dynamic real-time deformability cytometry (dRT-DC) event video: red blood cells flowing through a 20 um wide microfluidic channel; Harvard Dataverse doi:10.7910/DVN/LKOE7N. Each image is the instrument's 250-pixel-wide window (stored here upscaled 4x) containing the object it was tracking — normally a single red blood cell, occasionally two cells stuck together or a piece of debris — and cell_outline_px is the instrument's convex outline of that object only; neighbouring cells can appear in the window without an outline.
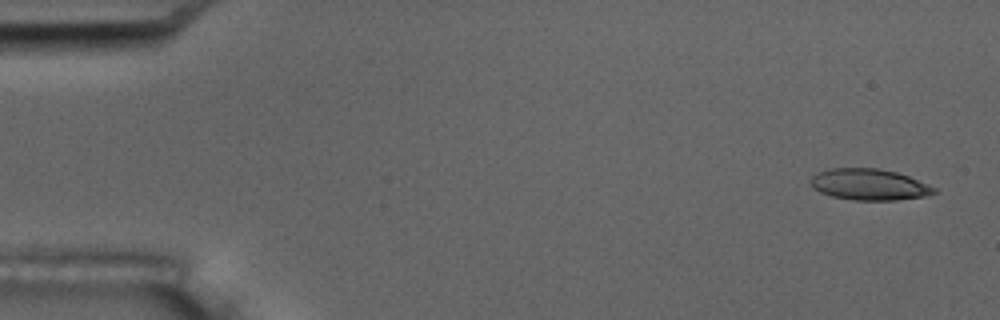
{"species": "common noctule bat (a hibernating species)", "species_latin": "Nyctalus noctula", "temperature_condition": "room temperature", "stored_images_in_passage": 55, "camera_frame_rate_fps": 3000, "um_per_image_px": 0.085, "animal": {"sex": "male", "body_mass_g": 17.5, "forearm_length_mm": 52.3}, "frame": {"image": 1, "passage_image": 3, "time_ms": 0.667, "image_size_px": [1000, 320], "cell_outline_px": [[936, 192], [924, 196], [896, 200], [852, 200], [832, 196], [820, 192], [812, 184], [812, 176], [828, 168], [876, 168], [896, 172], [908, 176], [928, 184], [936, 188]], "centroid_in_image_um": [73.9, 15.68], "position_along_channel_um": 11.1, "area_um2": 22.2}}
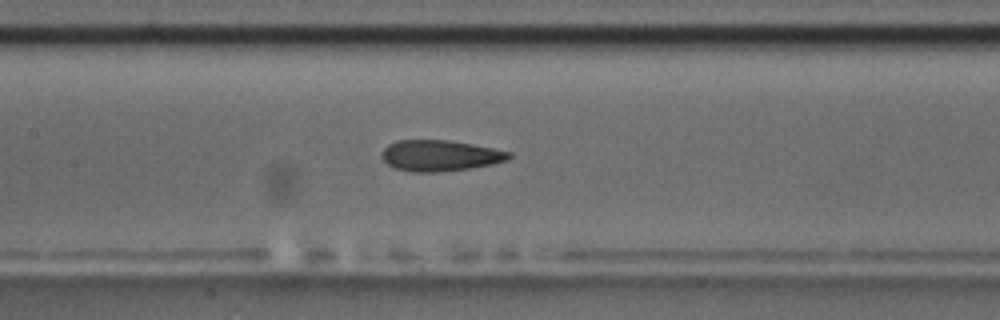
{"frame": {"image": 2, "passage_image": 26, "time_ms": 8.333, "image_size_px": [1000, 320], "cell_outline_px": [[512, 156], [508, 160], [492, 164], [468, 168], [436, 172], [412, 172], [396, 168], [388, 164], [384, 160], [384, 148], [388, 144], [396, 140], [448, 140], [472, 144], [512, 152]], "centroid_in_image_um": [37.43, 13.22], "position_along_channel_um": 170.0, "area_um2": 22.72}}
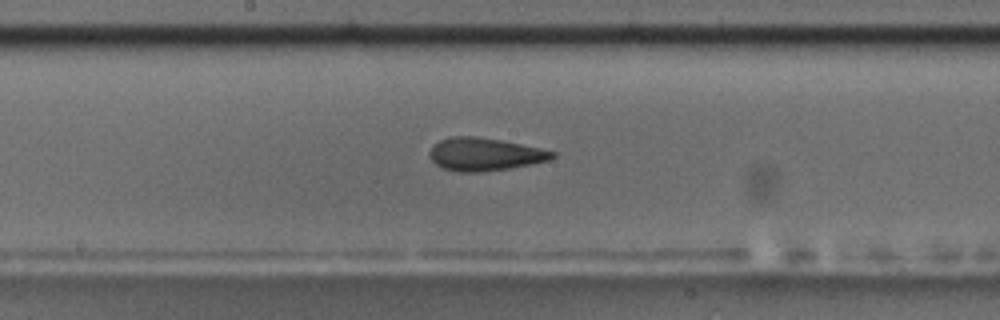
{"frame": {"image": 3, "passage_image": 29, "time_ms": 9.333, "image_size_px": [1000, 320], "cell_outline_px": [[556, 156], [548, 160], [512, 168], [480, 172], [460, 172], [440, 168], [432, 160], [428, 152], [432, 144], [448, 136], [472, 136], [500, 140], [540, 148], [556, 152]], "centroid_in_image_um": [41.15, 13.11], "position_along_channel_um": 207.1, "area_um2": 23.58}, "authors_computed_cell_mechanics": {"area_um2": 23.0044, "velocity_mm_per_s": 3.722, "shape_relaxation_time_tau1_ms": 9.4608, "shape_relaxation_time_tau2_ms": 2.2463, "deformation_change_tau1": 0.2413, "deformation_change_tau2": 0.1014}}